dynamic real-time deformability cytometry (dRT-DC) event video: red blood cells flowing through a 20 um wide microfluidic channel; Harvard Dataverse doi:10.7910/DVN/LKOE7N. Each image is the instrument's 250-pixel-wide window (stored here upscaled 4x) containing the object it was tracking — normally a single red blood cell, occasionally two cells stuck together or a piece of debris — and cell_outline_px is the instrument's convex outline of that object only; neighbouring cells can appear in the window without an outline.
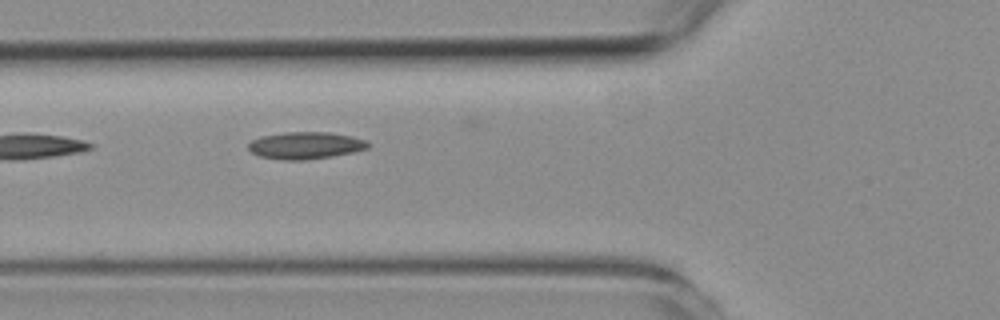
{"species": "common noctule bat (a hibernating species)", "species_latin": "Nyctalus noctula", "temperature_condition": "room temperature", "stored_images_in_passage": 11, "camera_frame_rate_fps": 3000, "um_per_image_px": 0.085, "animal": {"sex": "female", "body_mass_g": 19.3, "forearm_length_mm": 54.1}, "frame": {"image": 1, "passage_image": 2, "time_ms": 0.333, "image_size_px": [1000, 320], "cell_outline_px": [[368, 148], [352, 152], [332, 156], [304, 160], [284, 160], [260, 156], [252, 152], [248, 148], [248, 144], [252, 140], [260, 136], [284, 132], [328, 132], [352, 136], [368, 140]], "centroid_in_image_um": [25.96, 12.35], "position_along_channel_um": 99.8, "area_um2": 18.84}}
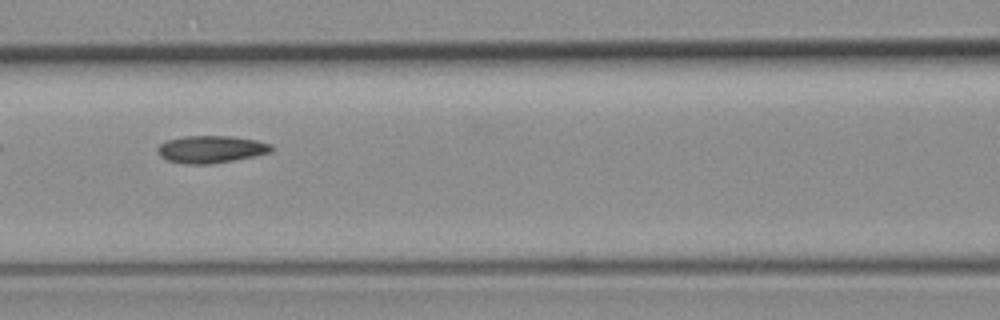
{"frame": {"image": 2, "passage_image": 6, "time_ms": 1.667, "image_size_px": [1000, 320], "cell_outline_px": [[272, 152], [232, 160], [208, 164], [184, 164], [168, 160], [160, 156], [156, 148], [164, 140], [184, 136], [232, 136], [256, 140], [272, 144]], "centroid_in_image_um": [17.9, 12.67], "position_along_channel_um": 148.7, "area_um2": 18.09}}